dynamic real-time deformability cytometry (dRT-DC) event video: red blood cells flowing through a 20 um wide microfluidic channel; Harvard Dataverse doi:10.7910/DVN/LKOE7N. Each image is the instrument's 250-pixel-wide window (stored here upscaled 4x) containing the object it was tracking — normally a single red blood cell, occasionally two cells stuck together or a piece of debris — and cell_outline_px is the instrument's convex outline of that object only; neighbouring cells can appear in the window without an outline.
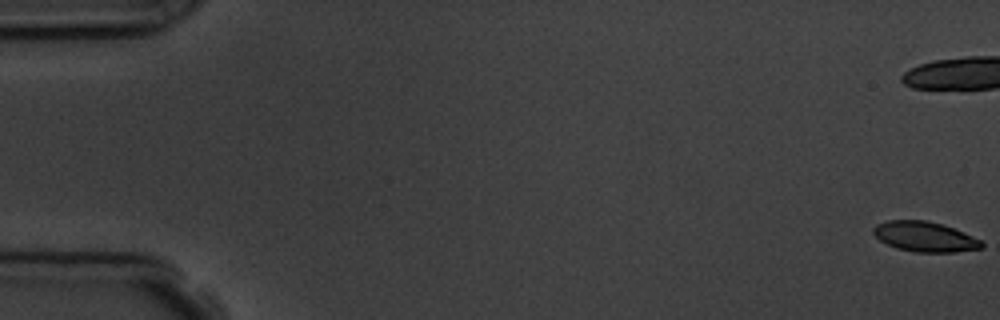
{"species": "common noctule bat (a hibernating species)", "species_latin": "Nyctalus noctula", "temperature_condition": "room temperature", "stored_images_in_passage": 11, "camera_frame_rate_fps": 3000, "um_per_image_px": 0.085, "animal": {"sex": "male", "body_mass_g": 19.5, "forearm_length_mm": 54.6}, "frame": {"image": 1, "passage_image": 1, "time_ms": 0.0, "image_size_px": [1000, 320], "cell_outline_px": [[984, 248], [952, 252], [916, 252], [896, 248], [880, 240], [872, 232], [872, 228], [876, 224], [888, 220], [924, 220], [944, 224], [964, 232], [980, 240], [984, 244]], "centroid_in_image_um": [78.61, 20.11], "position_along_channel_um": 6.4, "area_um2": 19.02}}